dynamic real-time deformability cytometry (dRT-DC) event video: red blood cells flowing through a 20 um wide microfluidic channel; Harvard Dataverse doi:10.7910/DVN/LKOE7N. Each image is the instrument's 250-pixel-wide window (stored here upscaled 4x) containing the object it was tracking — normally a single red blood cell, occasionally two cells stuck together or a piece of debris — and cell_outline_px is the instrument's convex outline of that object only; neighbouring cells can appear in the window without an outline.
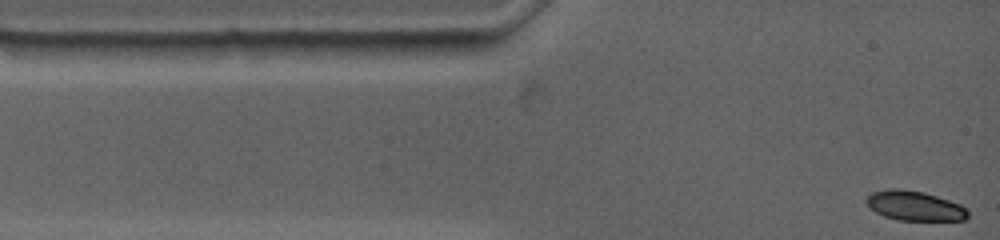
{"species": "common noctule bat (a hibernating species)", "species_latin": "Nyctalus noctula", "temperature_condition": "warm", "stored_images_in_passage": 25, "camera_frame_rate_fps": 4500, "um_per_image_px": 0.085, "animal": {"sex": "female", "body_mass_g": 19.0, "forearm_length_mm": 53.3}, "frame": {"image": 1, "passage_image": 1, "time_ms": 0.0, "image_size_px": [1000, 240], "cell_outline_px": [[968, 216], [964, 220], [896, 220], [884, 216], [868, 208], [864, 200], [872, 192], [888, 188], [900, 188], [924, 192], [960, 204], [968, 208]], "centroid_in_image_um": [77.71, 17.49], "position_along_channel_um": 7.3, "area_um2": 17.74}}
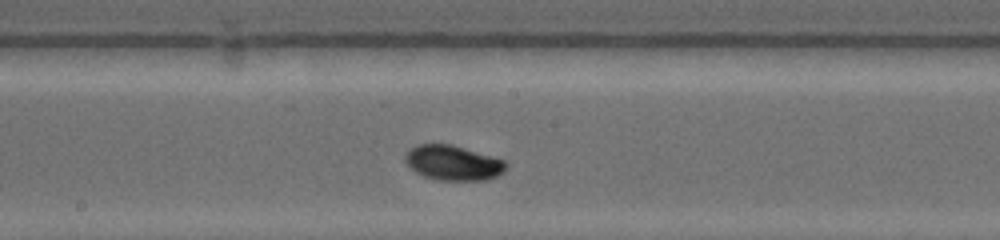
{"frame": {"image": 2, "passage_image": 15, "time_ms": 6.667, "image_size_px": [1000, 240], "cell_outline_px": [[508, 168], [504, 172], [496, 176], [484, 180], [440, 180], [424, 176], [416, 172], [404, 160], [404, 156], [408, 148], [416, 144], [452, 144], [492, 156], [504, 160], [508, 164]], "centroid_in_image_um": [38.51, 13.83], "position_along_channel_um": 209.7, "area_um2": 20.63}}
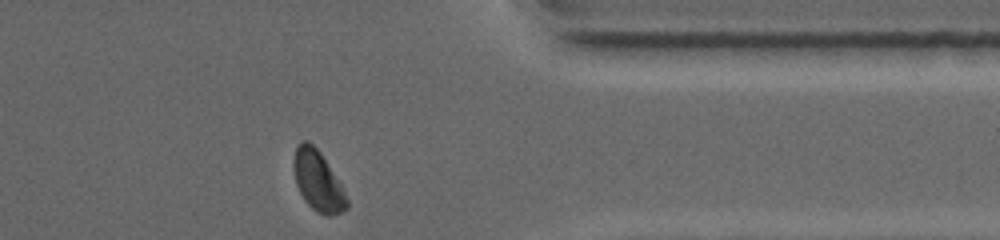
{"frame": {"image": 3, "passage_image": 25, "time_ms": 11.778, "image_size_px": [1000, 240], "cell_outline_px": [[348, 208], [340, 212], [328, 216], [316, 212], [304, 200], [296, 184], [292, 164], [296, 144], [300, 140], [308, 140], [320, 152], [340, 184], [348, 200]], "centroid_in_image_um": [26.98, 15.36], "position_along_channel_um": 384.4, "area_um2": 18.55}, "authors_computed_cell_mechanics": {"area_um2": 19.7676, "velocity_mm_per_s": 3.6712, "shape_relaxation_time_tau1_ms": 3.5962, "shape_relaxation_time_tau2_ms": 4.4648, "deformation_change_tau1": 0.1121, "deformation_change_tau2": 0.0442}}